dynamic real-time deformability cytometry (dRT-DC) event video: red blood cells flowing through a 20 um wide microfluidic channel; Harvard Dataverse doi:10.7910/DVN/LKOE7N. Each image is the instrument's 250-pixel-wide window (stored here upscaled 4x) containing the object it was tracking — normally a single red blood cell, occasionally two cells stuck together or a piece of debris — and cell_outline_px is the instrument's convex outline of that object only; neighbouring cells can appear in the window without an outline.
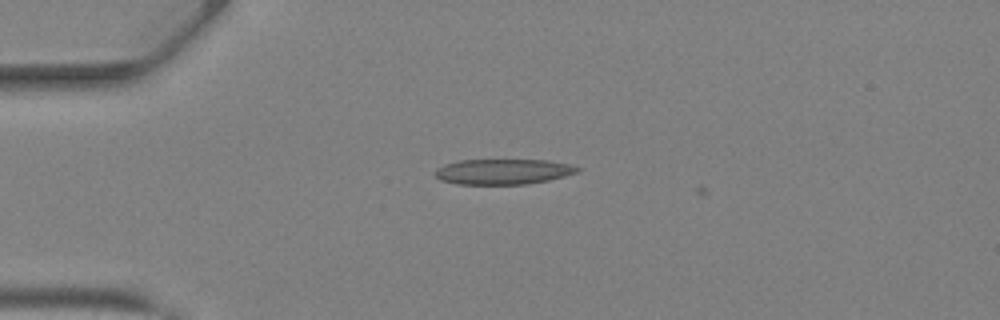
{"species": "Egyptian fruit bat (a non-hibernating species)", "species_latin": "Rousettus aegyptiacus", "temperature_condition": "warm", "stored_images_in_passage": 9, "camera_frame_rate_fps": 3000, "um_per_image_px": 0.085, "animal": {"sex": "female"}, "frame": {"image": 1, "passage_image": 8, "time_ms": 2.333, "image_size_px": [1000, 320], "cell_outline_px": [[580, 168], [576, 172], [564, 176], [548, 180], [528, 184], [460, 184], [440, 180], [432, 172], [436, 168], [444, 164], [460, 160], [548, 160], [572, 164]], "centroid_in_image_um": [42.74, 14.58], "position_along_channel_um": 42.3, "area_um2": 21.1}}